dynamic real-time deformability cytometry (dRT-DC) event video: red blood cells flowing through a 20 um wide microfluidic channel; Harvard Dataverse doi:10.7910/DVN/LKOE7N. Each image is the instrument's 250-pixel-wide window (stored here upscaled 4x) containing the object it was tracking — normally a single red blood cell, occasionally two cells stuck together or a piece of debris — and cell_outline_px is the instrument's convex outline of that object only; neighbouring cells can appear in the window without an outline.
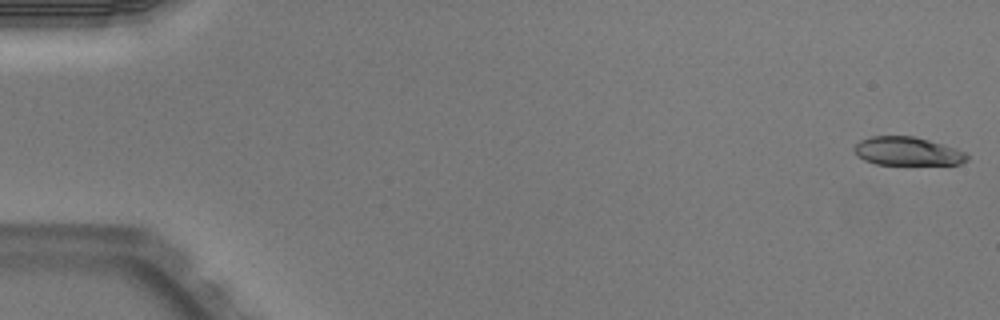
{"species": "Egyptian fruit bat (a non-hibernating species)", "species_latin": "Rousettus aegyptiacus", "temperature_condition": "warm", "stored_images_in_passage": 51, "camera_frame_rate_fps": 3000, "um_per_image_px": 0.085, "animal": {"sex": "male"}, "frame": {"image": 1, "passage_image": 1, "time_ms": 0.0, "image_size_px": [1000, 320], "cell_outline_px": [[968, 160], [960, 164], [876, 164], [864, 160], [852, 148], [860, 140], [872, 136], [912, 136], [928, 140], [956, 148], [964, 152], [968, 156]], "centroid_in_image_um": [77.13, 12.85], "position_along_channel_um": 7.9, "area_um2": 18.5}}
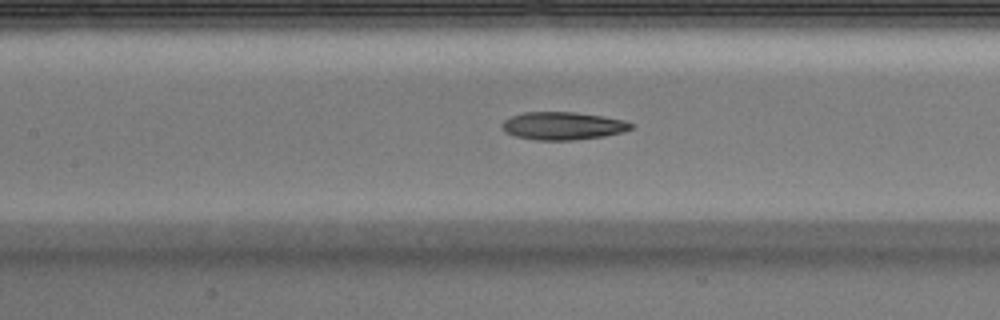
{"frame": {"image": 2, "passage_image": 24, "time_ms": 7.667, "image_size_px": [1000, 320], "cell_outline_px": [[632, 128], [620, 132], [604, 136], [572, 140], [536, 140], [516, 136], [504, 132], [504, 120], [512, 116], [524, 112], [572, 112], [600, 116], [624, 120], [632, 124]], "centroid_in_image_um": [47.82, 10.7], "position_along_channel_um": 159.6, "area_um2": 20.52}}
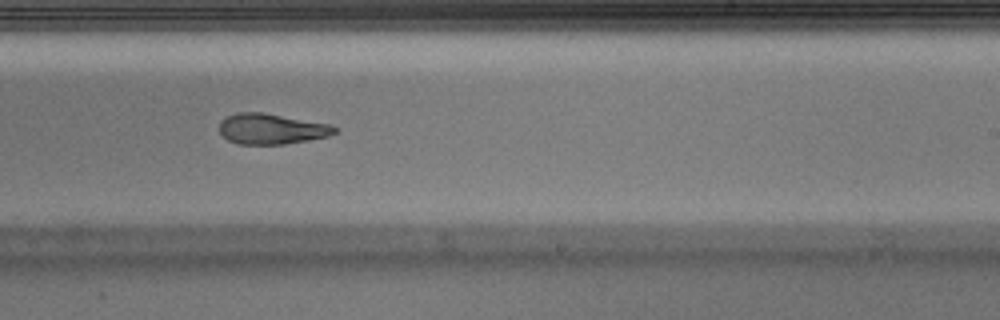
{"frame": {"image": 3, "passage_image": 32, "time_ms": 10.333, "image_size_px": [1000, 320], "cell_outline_px": [[336, 132], [328, 136], [308, 140], [284, 144], [240, 144], [228, 140], [220, 132], [220, 120], [236, 112], [264, 112], [328, 124], [336, 128]], "centroid_in_image_um": [23.04, 10.95], "position_along_channel_um": 266.0, "area_um2": 20.35}, "authors_computed_cell_mechanics": {"area_um2": 20.9814, "velocity_mm_per_s": 3.9983, "shape_relaxation_time_tau1_ms": null, "shape_relaxation_time_tau2_ms": 4.8666, "deformation_change_tau1": null, "deformation_change_tau2": 0.1573}}